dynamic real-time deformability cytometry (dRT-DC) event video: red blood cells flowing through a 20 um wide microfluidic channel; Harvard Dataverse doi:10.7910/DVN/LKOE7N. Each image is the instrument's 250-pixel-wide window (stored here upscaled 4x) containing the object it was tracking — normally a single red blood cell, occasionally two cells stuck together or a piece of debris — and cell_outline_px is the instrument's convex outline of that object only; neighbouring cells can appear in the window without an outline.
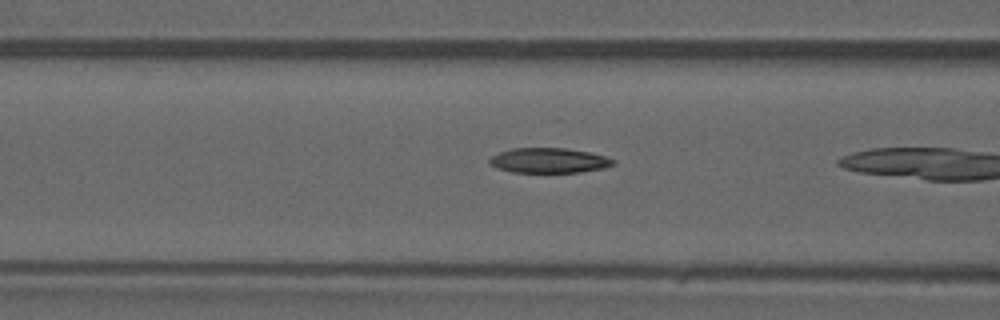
{"species": "common noctule bat (a hibernating species)", "species_latin": "Nyctalus noctula", "temperature_condition": "warm", "stored_images_in_passage": 8, "camera_frame_rate_fps": 3000, "um_per_image_px": 0.085, "animal": {"sex": "male", "forearm_length_mm": 52.5}, "frame": {"image": 1, "passage_image": 7, "time_ms": 2.0, "image_size_px": [1000, 320], "cell_outline_px": [[616, 164], [604, 168], [580, 172], [512, 172], [496, 168], [488, 160], [492, 156], [500, 152], [512, 148], [568, 148], [588, 152], [604, 156], [616, 160]], "centroid_in_image_um": [46.68, 13.64], "position_along_channel_um": 119.9, "area_um2": 17.98}}